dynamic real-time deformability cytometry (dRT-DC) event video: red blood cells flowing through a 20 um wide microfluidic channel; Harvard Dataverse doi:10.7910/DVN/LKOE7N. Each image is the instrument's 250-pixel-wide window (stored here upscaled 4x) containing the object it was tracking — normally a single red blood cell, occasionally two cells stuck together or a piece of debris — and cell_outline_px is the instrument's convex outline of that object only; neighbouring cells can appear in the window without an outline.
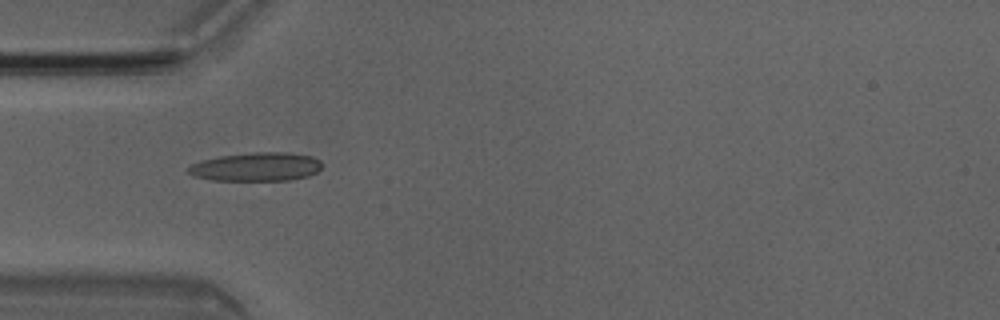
{"species": "Egyptian fruit bat (a non-hibernating species)", "species_latin": "Rousettus aegyptiacus", "temperature_condition": "room temperature", "stored_images_in_passage": 7, "camera_frame_rate_fps": 3000, "um_per_image_px": 0.085, "animal": {"sex": "male"}, "frame": {"image": 1, "passage_image": 4, "time_ms": 1.0, "image_size_px": [1000, 320], "cell_outline_px": [[324, 164], [316, 172], [308, 176], [288, 180], [212, 180], [196, 176], [188, 172], [188, 168], [192, 164], [200, 160], [220, 156], [252, 152], [284, 152], [312, 156], [320, 160]], "centroid_in_image_um": [21.81, 14.17], "position_along_channel_um": 63.2, "area_um2": 22.25}}